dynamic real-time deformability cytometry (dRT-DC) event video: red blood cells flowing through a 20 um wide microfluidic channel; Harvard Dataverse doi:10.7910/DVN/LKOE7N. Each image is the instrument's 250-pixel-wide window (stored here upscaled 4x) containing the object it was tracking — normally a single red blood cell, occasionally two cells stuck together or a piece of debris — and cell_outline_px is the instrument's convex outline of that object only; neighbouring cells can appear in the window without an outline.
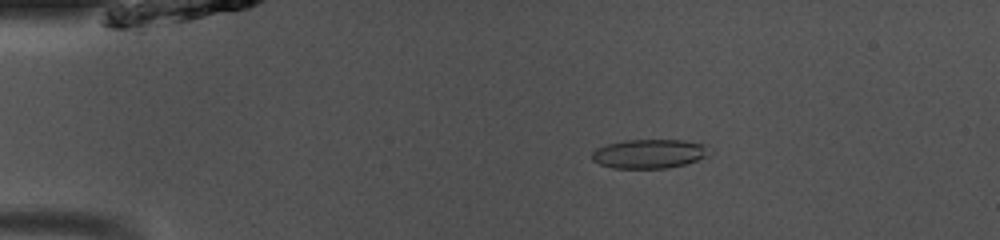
{"species": "common noctule bat (a hibernating species)", "species_latin": "Nyctalus noctula", "temperature_condition": "room temperature", "stored_images_in_passage": 48, "camera_frame_rate_fps": 3000, "um_per_image_px": 0.085, "animal": {"sex": "male", "body_mass_g": 13.0, "forearm_length_mm": 53.1}, "frame": {"image": 1, "passage_image": 9, "time_ms": 2.667, "image_size_px": [1000, 240], "cell_outline_px": [[712, 156], [684, 164], [668, 168], [612, 168], [600, 164], [592, 160], [592, 152], [596, 148], [608, 144], [624, 140], [680, 140], [708, 144]], "centroid_in_image_um": [55.25, 13.07], "position_along_channel_um": 29.7, "area_um2": 20.17}}
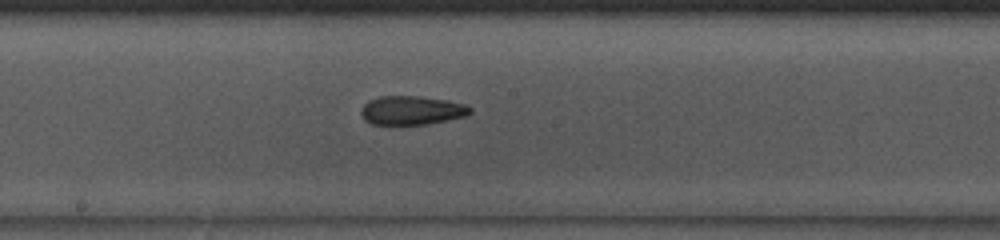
{"frame": {"image": 2, "passage_image": 26, "time_ms": 8.333, "image_size_px": [1000, 240], "cell_outline_px": [[472, 112], [464, 116], [424, 124], [372, 124], [364, 120], [360, 112], [364, 104], [368, 100], [380, 96], [420, 96], [444, 100], [464, 104], [472, 108]], "centroid_in_image_um": [34.95, 9.37], "position_along_channel_um": 213.3, "area_um2": 18.09}}
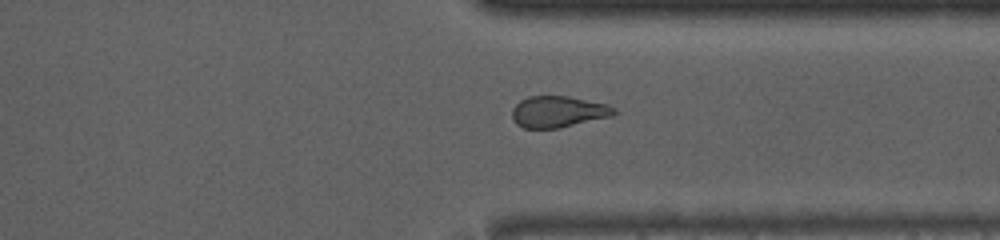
{"frame": {"image": 3, "passage_image": 37, "time_ms": 12.0, "image_size_px": [1000, 240], "cell_outline_px": [[616, 112], [612, 116], [560, 128], [524, 128], [516, 124], [512, 116], [512, 108], [520, 100], [528, 96], [568, 96], [608, 104], [616, 108]], "centroid_in_image_um": [47.45, 9.49], "position_along_channel_um": 364.0, "area_um2": 18.73}, "authors_computed_cell_mechanics": {"area_um2": 19.5364, "velocity_mm_per_s": 4.1311, "shape_relaxation_time_tau1_ms": null, "shape_relaxation_time_tau2_ms": 2.2185, "deformation_change_tau1": null, "deformation_change_tau2": 0.0885}}